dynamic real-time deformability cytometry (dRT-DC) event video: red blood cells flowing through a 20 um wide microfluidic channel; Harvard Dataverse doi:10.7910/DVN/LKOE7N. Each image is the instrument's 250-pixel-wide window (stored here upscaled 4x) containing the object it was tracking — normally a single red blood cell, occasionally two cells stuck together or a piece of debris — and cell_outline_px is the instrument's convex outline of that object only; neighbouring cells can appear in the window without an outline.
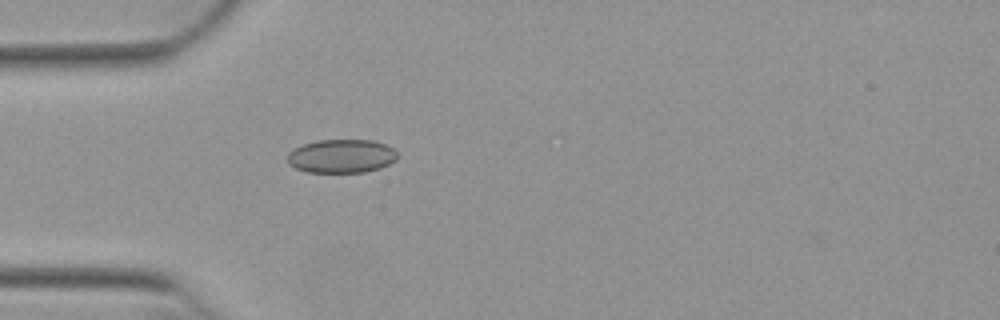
{"species": "Egyptian fruit bat (a non-hibernating species)", "species_latin": "Rousettus aegyptiacus", "temperature_condition": "warm", "stored_images_in_passage": 8, "camera_frame_rate_fps": 3000, "um_per_image_px": 0.085, "animal": {"sex": "female"}, "frame": {"image": 1, "passage_image": 1, "time_ms": 0.0, "image_size_px": [1000, 320], "cell_outline_px": [[396, 160], [380, 168], [364, 172], [308, 172], [296, 168], [288, 164], [288, 152], [292, 148], [316, 140], [372, 140], [384, 144], [392, 148], [396, 152]], "centroid_in_image_um": [28.99, 13.27], "position_along_channel_um": 56.0, "area_um2": 21.5}}
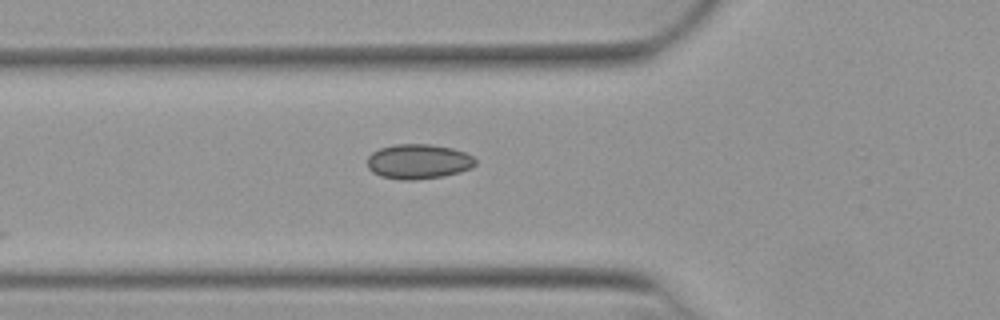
{"frame": {"image": 2, "passage_image": 4, "time_ms": 1.0, "image_size_px": [1000, 320], "cell_outline_px": [[476, 164], [472, 168], [460, 172], [440, 176], [416, 180], [400, 180], [380, 176], [372, 172], [368, 168], [368, 156], [372, 152], [380, 148], [396, 144], [428, 144], [452, 148], [464, 152], [472, 156], [476, 160]], "centroid_in_image_um": [35.55, 13.73], "position_along_channel_um": 90.2, "area_um2": 21.96}}
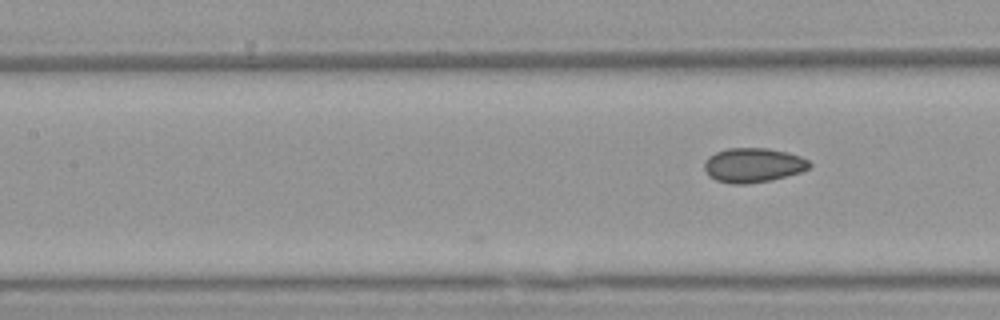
{"frame": {"image": 3, "passage_image": 8, "time_ms": 2.333, "image_size_px": [1000, 320], "cell_outline_px": [[812, 164], [808, 168], [800, 172], [772, 180], [748, 184], [732, 184], [716, 180], [708, 176], [704, 168], [704, 160], [708, 156], [716, 152], [728, 148], [768, 148], [788, 152], [800, 156], [808, 160]], "centroid_in_image_um": [64.0, 14.04], "position_along_channel_um": 143.4, "area_um2": 21.27}}